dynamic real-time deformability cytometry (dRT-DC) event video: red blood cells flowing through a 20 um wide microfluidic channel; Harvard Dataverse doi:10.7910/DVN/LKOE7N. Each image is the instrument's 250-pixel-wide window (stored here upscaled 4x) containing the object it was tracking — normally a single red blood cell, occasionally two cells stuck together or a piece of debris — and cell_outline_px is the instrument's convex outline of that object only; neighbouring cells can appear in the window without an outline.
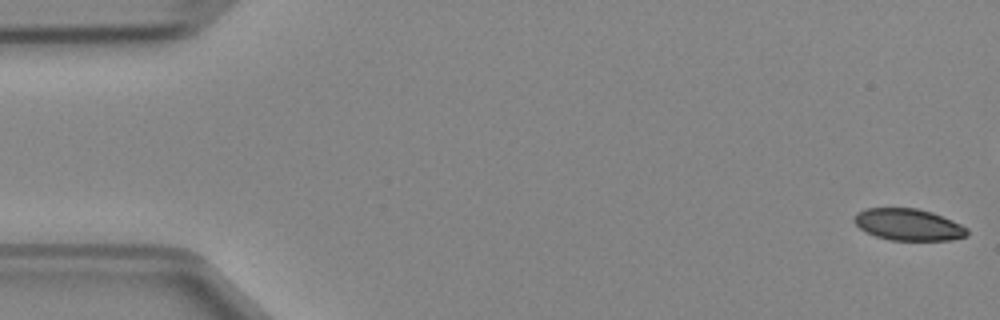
{"species": "Egyptian fruit bat (a non-hibernating species)", "species_latin": "Rousettus aegyptiacus", "temperature_condition": "cold", "stored_images_in_passage": 48, "camera_frame_rate_fps": 3000, "um_per_image_px": 0.085, "animal": {"sex": "female"}, "frame": {"image": 1, "passage_image": 1, "time_ms": 0.0, "image_size_px": [1000, 320], "cell_outline_px": [[968, 236], [952, 240], [892, 240], [876, 236], [860, 228], [852, 220], [856, 212], [864, 208], [916, 208], [932, 212], [952, 220], [968, 228]], "centroid_in_image_um": [77.22, 19.08], "position_along_channel_um": 7.8, "area_um2": 20.92}}
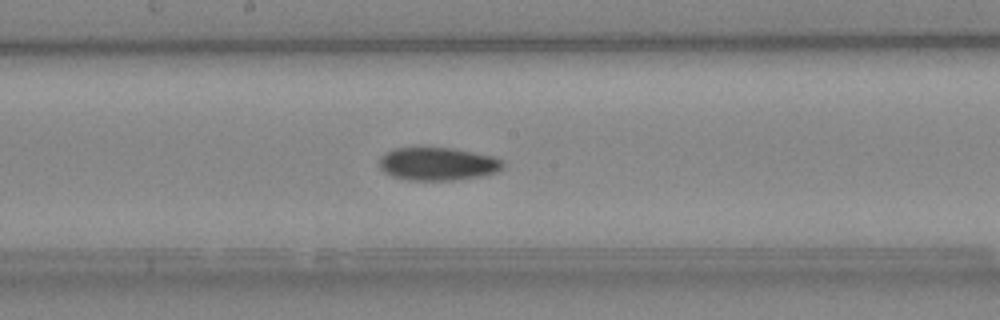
{"frame": {"image": 2, "passage_image": 25, "time_ms": 8.0, "image_size_px": [1000, 320], "cell_outline_px": [[504, 168], [496, 172], [480, 176], [456, 180], [408, 180], [392, 176], [384, 172], [380, 168], [380, 156], [384, 152], [392, 148], [452, 148], [492, 156], [504, 160]], "centroid_in_image_um": [37.2, 13.93], "position_along_channel_um": 211.0, "area_um2": 23.87}}
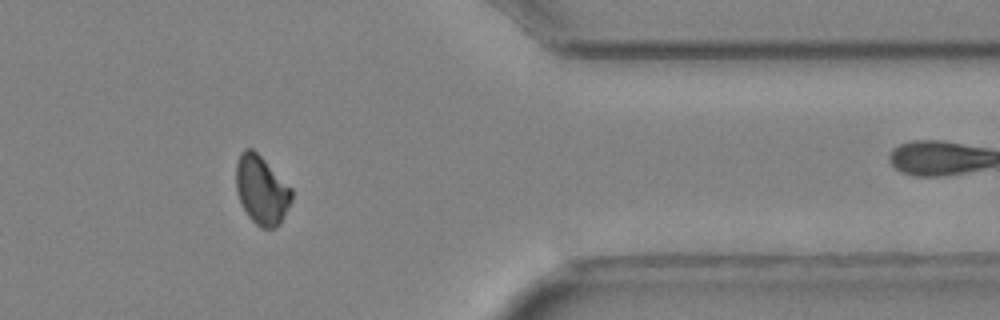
{"frame": {"image": 3, "passage_image": 39, "time_ms": 12.667, "image_size_px": [1000, 320], "cell_outline_px": [[292, 200], [280, 224], [276, 228], [260, 228], [248, 216], [240, 200], [236, 188], [236, 164], [240, 152], [244, 148], [252, 148], [292, 188]], "centroid_in_image_um": [22.23, 16.16], "position_along_channel_um": 389.2, "area_um2": 22.14}}